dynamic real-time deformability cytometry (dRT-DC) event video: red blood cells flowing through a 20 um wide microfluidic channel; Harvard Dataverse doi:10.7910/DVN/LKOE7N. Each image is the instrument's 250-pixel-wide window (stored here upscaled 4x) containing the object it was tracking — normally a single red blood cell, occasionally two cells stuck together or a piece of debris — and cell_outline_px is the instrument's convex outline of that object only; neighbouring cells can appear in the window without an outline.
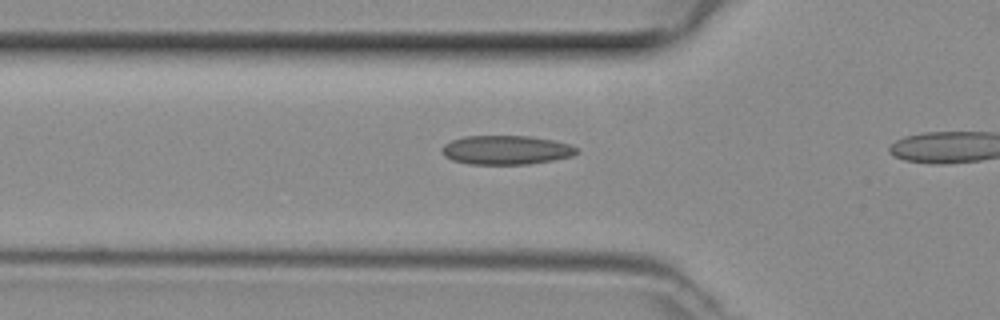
{"species": "common noctule bat (a hibernating species)", "species_latin": "Nyctalus noctula", "temperature_condition": "room temperature", "stored_images_in_passage": 6, "camera_frame_rate_fps": 3000, "um_per_image_px": 0.085, "animal": {"sex": "female", "body_mass_g": 29.2, "forearm_length_mm": 56.3}, "frame": {"image": 1, "passage_image": 4, "time_ms": 1.0, "image_size_px": [1000, 320], "cell_outline_px": [[576, 152], [572, 156], [552, 160], [528, 164], [468, 164], [452, 160], [444, 156], [440, 148], [444, 144], [452, 140], [464, 136], [532, 136], [572, 144], [576, 148]], "centroid_in_image_um": [42.99, 12.74], "position_along_channel_um": 82.8, "area_um2": 22.83}}